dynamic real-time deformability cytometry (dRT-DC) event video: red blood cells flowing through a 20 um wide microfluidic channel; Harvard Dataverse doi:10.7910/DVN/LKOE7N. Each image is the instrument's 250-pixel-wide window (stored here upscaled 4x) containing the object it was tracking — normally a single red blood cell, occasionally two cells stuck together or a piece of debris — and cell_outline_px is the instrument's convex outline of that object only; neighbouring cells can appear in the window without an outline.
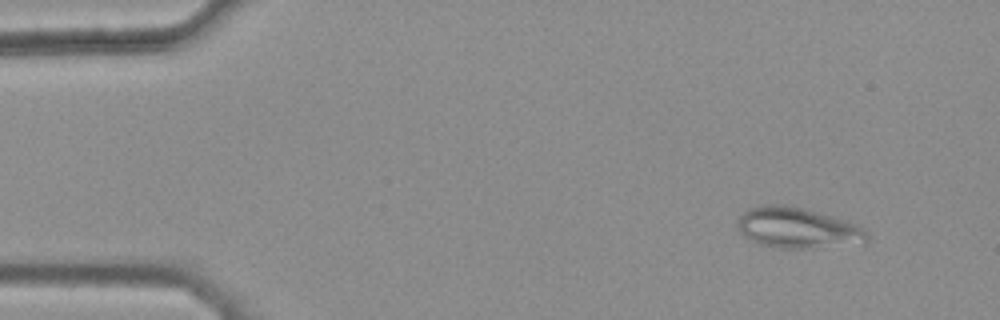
{"species": "common noctule bat (a hibernating species)", "species_latin": "Nyctalus noctula", "temperature_condition": "warm", "stored_images_in_passage": 43, "camera_frame_rate_fps": 3000, "um_per_image_px": 0.085, "animal": {"sex": "female", "body_mass_g": 25.1}, "frame": {"image": 1, "passage_image": 4, "time_ms": 1.0, "image_size_px": [1000, 320], "cell_outline_px": [[868, 240], [864, 244], [812, 248], [780, 248], [760, 244], [744, 236], [736, 228], [736, 220], [744, 212], [756, 204], [784, 204], [804, 208], [832, 216], [856, 224], [864, 228], [868, 232]], "centroid_in_image_um": [67.8, 19.37], "position_along_channel_um": 17.2, "area_um2": 31.15}}
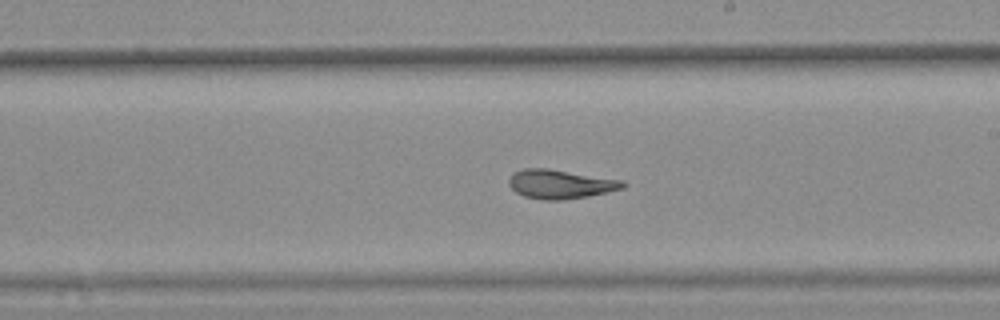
{"frame": {"image": 2, "passage_image": 29, "time_ms": 9.333, "image_size_px": [1000, 320], "cell_outline_px": [[628, 184], [624, 188], [608, 192], [588, 196], [564, 200], [544, 200], [524, 196], [516, 192], [508, 184], [508, 180], [512, 172], [524, 168], [548, 168], [624, 180]], "centroid_in_image_um": [47.64, 15.64], "position_along_channel_um": 241.4, "area_um2": 19.54}}
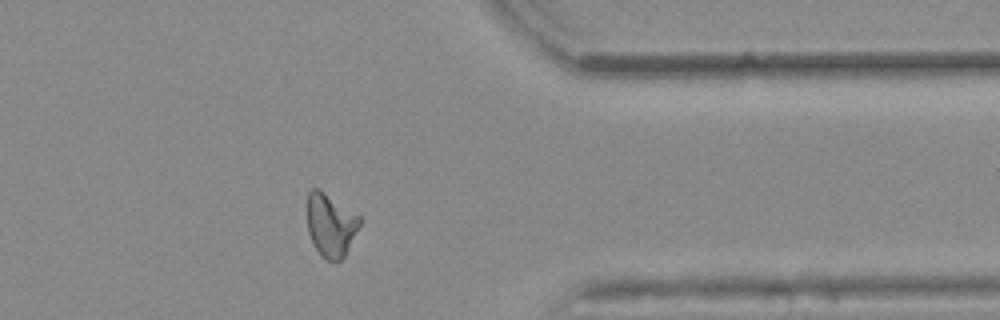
{"frame": {"image": 3, "passage_image": 41, "time_ms": 13.333, "image_size_px": [1000, 320], "cell_outline_px": [[360, 224], [344, 256], [340, 260], [324, 260], [320, 256], [308, 232], [308, 192], [312, 188], [316, 188], [360, 216]], "centroid_in_image_um": [28.09, 19.15], "position_along_channel_um": 383.3, "area_um2": 18.73}, "authors_computed_cell_mechanics": {"area_um2": 19.7676, "velocity_mm_per_s": 3.8591, "shape_relaxation_time_tau1_ms": null, "shape_relaxation_time_tau2_ms": 1.5922, "deformation_change_tau1": null, "deformation_change_tau2": 0.0705}}